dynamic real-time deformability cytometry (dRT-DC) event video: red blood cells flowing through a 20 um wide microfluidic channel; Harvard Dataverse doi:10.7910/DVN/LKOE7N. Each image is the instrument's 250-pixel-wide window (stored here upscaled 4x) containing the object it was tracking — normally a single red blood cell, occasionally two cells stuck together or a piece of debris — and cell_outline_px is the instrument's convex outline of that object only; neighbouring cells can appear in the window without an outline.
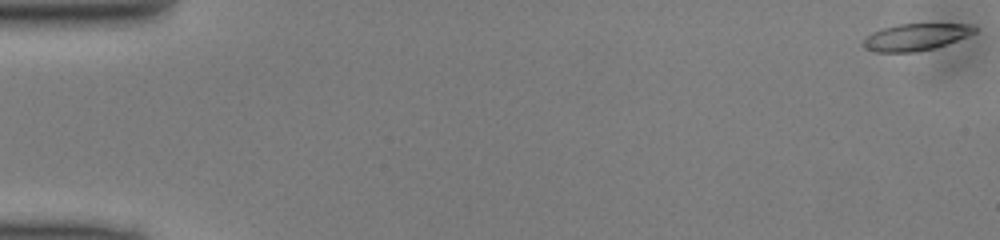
{"species": "common noctule bat (a hibernating species)", "species_latin": "Nyctalus noctula", "temperature_condition": "cold", "stored_images_in_passage": 50, "camera_frame_rate_fps": 3000, "um_per_image_px": 0.085, "animal": {"sex": "male", "body_mass_g": 13.0, "forearm_length_mm": 53.1}, "frame": {"image": 1, "passage_image": 1, "time_ms": 0.0, "image_size_px": [1000, 240], "cell_outline_px": [[980, 28], [976, 32], [956, 40], [932, 48], [916, 52], [872, 52], [864, 48], [860, 44], [872, 32], [896, 24], [968, 24]], "centroid_in_image_um": [77.8, 3.15], "position_along_channel_um": 7.2, "area_um2": 17.34}}
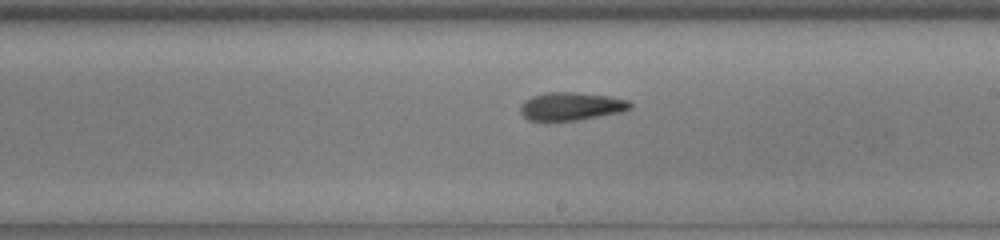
{"frame": {"image": 2, "passage_image": 29, "time_ms": 9.333, "image_size_px": [1000, 240], "cell_outline_px": [[632, 108], [624, 112], [580, 120], [528, 120], [520, 112], [520, 104], [524, 100], [532, 96], [548, 92], [576, 92], [608, 96], [628, 100], [632, 104]], "centroid_in_image_um": [48.58, 9.03], "position_along_channel_um": 240.4, "area_um2": 18.09}}
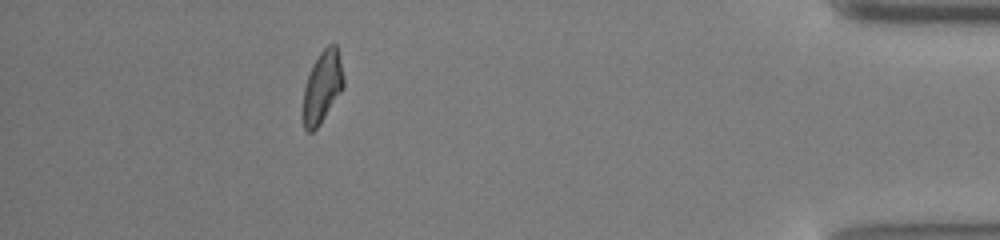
{"frame": {"image": 3, "passage_image": 45, "time_ms": 14.667, "image_size_px": [1000, 240], "cell_outline_px": [[344, 88], [320, 124], [312, 132], [308, 132], [304, 128], [304, 88], [312, 64], [320, 52], [328, 44], [336, 44], [344, 76]], "centroid_in_image_um": [27.42, 7.37], "position_along_channel_um": 407.8, "area_um2": 16.82}}